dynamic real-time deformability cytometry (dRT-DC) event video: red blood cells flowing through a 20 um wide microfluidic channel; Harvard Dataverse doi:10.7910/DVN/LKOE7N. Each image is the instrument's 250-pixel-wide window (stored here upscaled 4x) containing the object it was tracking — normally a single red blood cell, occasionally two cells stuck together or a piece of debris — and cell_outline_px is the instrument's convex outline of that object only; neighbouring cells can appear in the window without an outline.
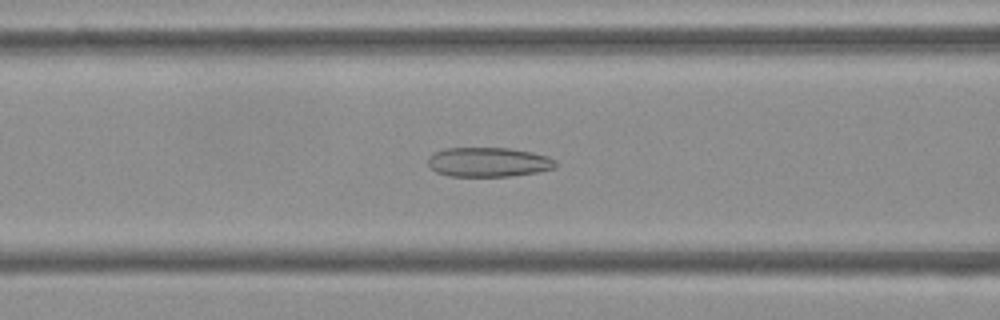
{"species": "Egyptian fruit bat (a non-hibernating species)", "species_latin": "Rousettus aegyptiacus", "temperature_condition": "cold", "stored_images_in_passage": 39, "camera_frame_rate_fps": 3000, "um_per_image_px": 0.085, "frame": {"image": 1, "passage_image": 7, "time_ms": 2.0, "image_size_px": [1000, 320], "cell_outline_px": [[556, 168], [540, 172], [508, 176], [448, 176], [436, 172], [428, 164], [428, 156], [432, 152], [444, 148], [508, 148], [532, 152], [548, 156], [556, 160]], "centroid_in_image_um": [41.52, 13.77], "position_along_channel_um": 125.1, "area_um2": 22.14}}
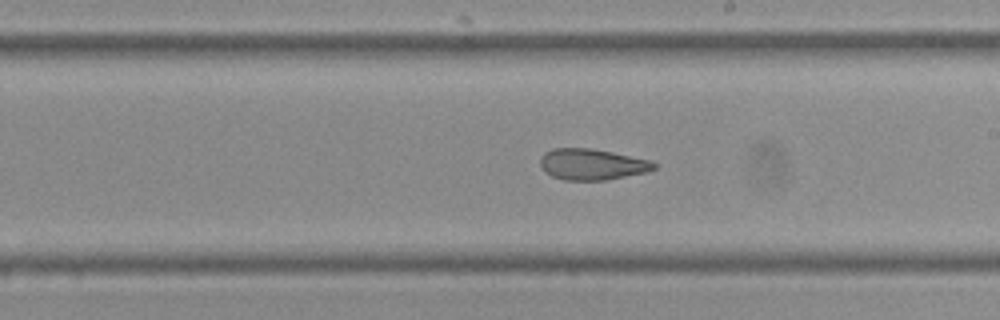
{"frame": {"image": 2, "passage_image": 16, "time_ms": 5.0, "image_size_px": [1000, 320], "cell_outline_px": [[656, 168], [648, 172], [608, 180], [564, 180], [552, 176], [544, 172], [540, 168], [540, 156], [544, 152], [552, 148], [592, 148], [652, 160], [656, 164]], "centroid_in_image_um": [50.31, 13.97], "position_along_channel_um": 238.7, "area_um2": 20.98}}
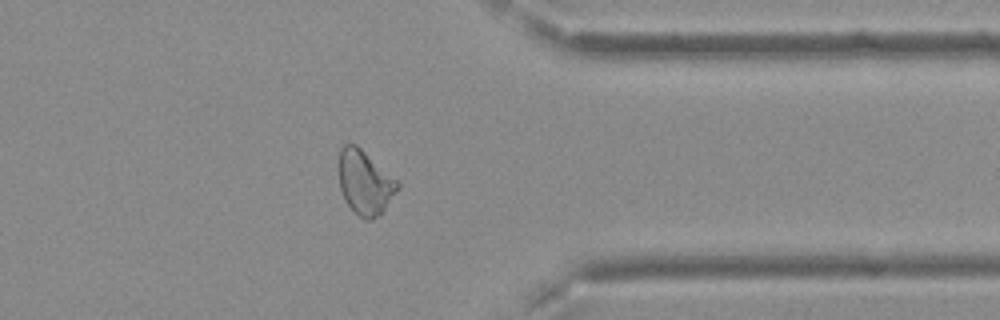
{"frame": {"image": 3, "passage_image": 28, "time_ms": 9.0, "image_size_px": [1000, 320], "cell_outline_px": [[400, 188], [384, 208], [372, 220], [364, 220], [344, 200], [340, 188], [340, 148], [344, 144], [356, 144], [396, 180], [400, 184]], "centroid_in_image_um": [31.01, 15.51], "position_along_channel_um": 380.4, "area_um2": 21.33}, "authors_computed_cell_mechanics": {"area_um2": 21.7906, "velocity_mm_per_s": 3.7814, "shape_relaxation_time_tau1_ms": null, "shape_relaxation_time_tau2_ms": 2.9709, "deformation_change_tau1": null, "deformation_change_tau2": 0.1086}}